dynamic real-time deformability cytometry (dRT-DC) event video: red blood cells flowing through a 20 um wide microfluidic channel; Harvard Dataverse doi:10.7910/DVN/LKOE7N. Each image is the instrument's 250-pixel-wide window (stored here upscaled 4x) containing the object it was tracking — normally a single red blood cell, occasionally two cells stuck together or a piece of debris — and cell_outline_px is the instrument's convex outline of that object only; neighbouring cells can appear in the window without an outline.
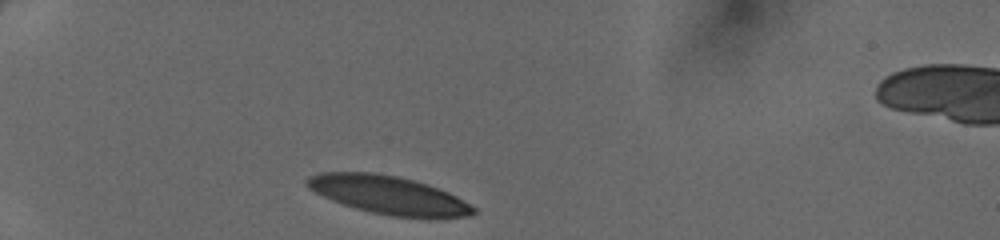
{"species": "human", "species_latin": "Homo sapiens", "temperature_condition": "cold", "stored_images_in_passage": 29, "camera_frame_rate_fps": 3000, "um_per_image_px": 0.085, "donor": {"sex": "female"}, "frame": {"image": 1, "passage_image": 1, "time_ms": 0.0, "image_size_px": [1000, 240], "cell_outline_px": [[476, 212], [472, 216], [436, 220], [428, 220], [392, 216], [372, 212], [356, 208], [332, 200], [308, 188], [304, 184], [304, 180], [308, 176], [320, 172], [372, 172], [396, 176], [428, 184], [448, 192], [456, 196], [476, 208]], "centroid_in_image_um": [33.09, 16.61], "position_along_channel_um": 51.9, "area_um2": 37.69}}
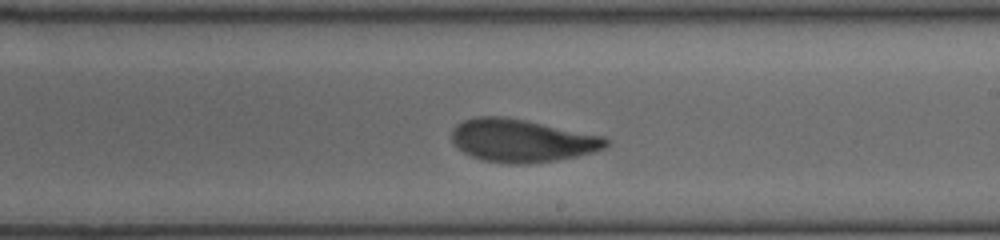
{"frame": {"image": 2, "passage_image": 17, "time_ms": 5.333, "image_size_px": [1000, 240], "cell_outline_px": [[612, 140], [604, 148], [592, 152], [576, 156], [556, 160], [528, 164], [508, 164], [480, 160], [456, 148], [452, 140], [452, 128], [456, 124], [464, 120], [476, 116], [504, 116], [604, 136]], "centroid_in_image_um": [44.33, 11.95], "position_along_channel_um": 244.7, "area_um2": 38.67}}
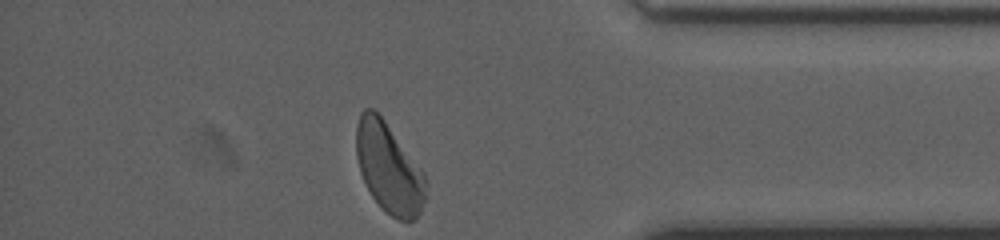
{"frame": {"image": 3, "passage_image": 29, "time_ms": 9.333, "image_size_px": [1000, 240], "cell_outline_px": [[428, 184], [424, 200], [420, 212], [412, 220], [396, 220], [372, 196], [360, 172], [356, 156], [356, 124], [360, 112], [364, 108], [372, 108], [384, 120], [424, 172], [428, 180]], "centroid_in_image_um": [33.05, 14.26], "position_along_channel_um": 402.1, "area_um2": 36.18}}